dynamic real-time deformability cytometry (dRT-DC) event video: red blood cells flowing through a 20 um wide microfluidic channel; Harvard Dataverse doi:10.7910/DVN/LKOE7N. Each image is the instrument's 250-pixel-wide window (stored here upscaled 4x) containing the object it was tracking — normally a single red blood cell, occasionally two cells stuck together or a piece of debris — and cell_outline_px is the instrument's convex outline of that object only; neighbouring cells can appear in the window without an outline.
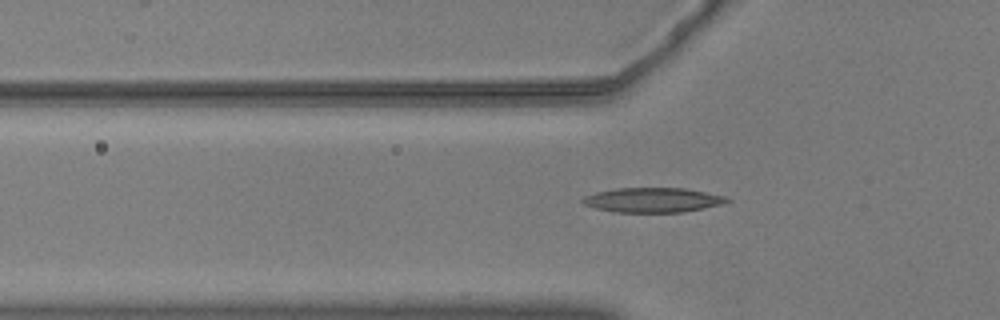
{"species": "common noctule bat (a hibernating species)", "species_latin": "Nyctalus noctula", "temperature_condition": "warm", "stored_images_in_passage": 47, "camera_frame_rate_fps": 3000, "um_per_image_px": 0.085, "animal": {"sex": "male", "body_mass_g": 20.5, "forearm_length_mm": 52.5}, "frame": {"image": 1, "passage_image": 10, "time_ms": 3.0, "image_size_px": [1000, 320], "cell_outline_px": [[732, 200], [720, 204], [704, 208], [684, 212], [616, 212], [596, 208], [584, 204], [580, 200], [584, 196], [596, 192], [616, 188], [684, 188], [728, 196]], "centroid_in_image_um": [55.5, 16.99], "position_along_channel_um": 70.3, "area_um2": 20.75}}
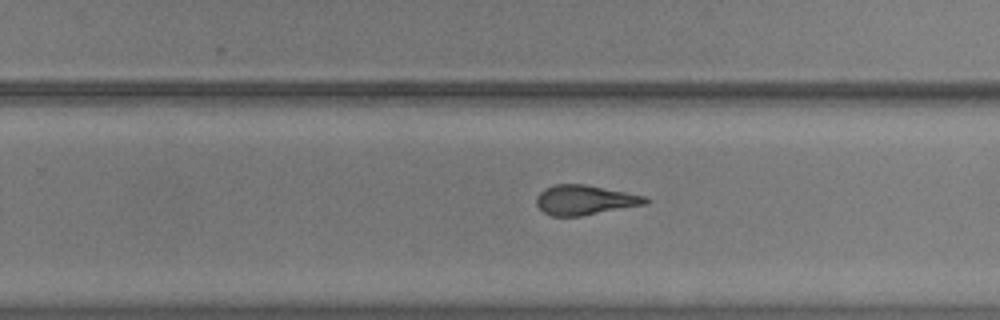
{"frame": {"image": 2, "passage_image": 27, "time_ms": 8.667, "image_size_px": [1000, 320], "cell_outline_px": [[648, 204], [580, 216], [552, 216], [544, 212], [536, 204], [536, 196], [544, 188], [556, 184], [584, 184], [644, 196], [648, 200]], "centroid_in_image_um": [49.68, 17.0], "position_along_channel_um": 280.1, "area_um2": 18.73}}
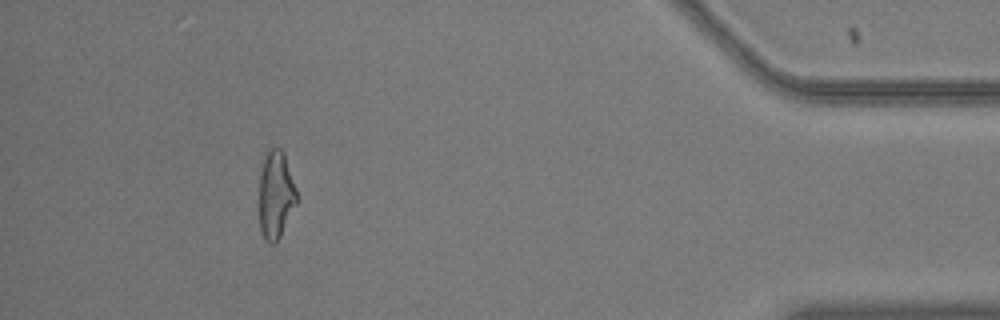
{"frame": {"image": 3, "passage_image": 42, "time_ms": 13.667, "image_size_px": [1000, 320], "cell_outline_px": [[300, 200], [276, 244], [272, 244], [260, 232], [260, 172], [264, 156], [272, 148], [280, 148], [284, 152]], "centroid_in_image_um": [23.48, 16.57], "position_along_channel_um": 411.7, "area_um2": 19.42}, "authors_computed_cell_mechanics": {"area_um2": 19.5942, "velocity_mm_per_s": 3.696, "shape_relaxation_time_tau1_ms": 6.7337, "shape_relaxation_time_tau2_ms": 2.1367, "deformation_change_tau1": 0.2317, "deformation_change_tau2": 0.121}}